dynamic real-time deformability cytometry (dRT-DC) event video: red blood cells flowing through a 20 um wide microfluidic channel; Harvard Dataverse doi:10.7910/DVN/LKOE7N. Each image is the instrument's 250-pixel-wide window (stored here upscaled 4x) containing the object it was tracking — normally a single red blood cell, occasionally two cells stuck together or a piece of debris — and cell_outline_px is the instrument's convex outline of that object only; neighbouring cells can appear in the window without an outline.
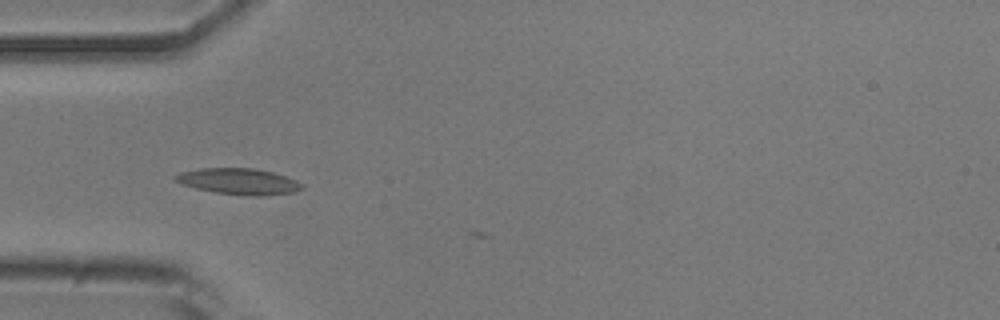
{"species": "common noctule bat (a hibernating species)", "species_latin": "Nyctalus noctula", "temperature_condition": "room temperature", "stored_images_in_passage": 3, "camera_frame_rate_fps": 3000, "um_per_image_px": 0.085, "animal": {"sex": "male", "body_mass_g": 20.5, "forearm_length_mm": 52.5}, "frame": {"image": 1, "passage_image": 1, "time_ms": 0.0, "image_size_px": [1000, 320], "cell_outline_px": [[304, 188], [296, 192], [264, 196], [248, 196], [216, 192], [196, 188], [180, 184], [172, 180], [172, 176], [180, 172], [200, 168], [256, 168], [272, 172], [296, 180], [304, 184]], "centroid_in_image_um": [20.28, 15.42], "position_along_channel_um": 64.7, "area_um2": 19.54}}